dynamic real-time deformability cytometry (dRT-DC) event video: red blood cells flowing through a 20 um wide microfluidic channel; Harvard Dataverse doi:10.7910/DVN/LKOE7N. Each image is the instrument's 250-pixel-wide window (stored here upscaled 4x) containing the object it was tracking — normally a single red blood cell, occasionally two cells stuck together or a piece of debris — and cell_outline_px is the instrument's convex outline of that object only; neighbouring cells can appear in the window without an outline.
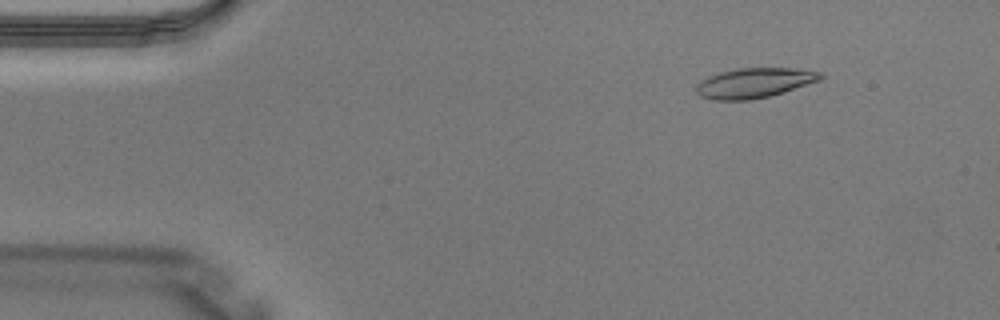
{"species": "Egyptian fruit bat (a non-hibernating species)", "species_latin": "Rousettus aegyptiacus", "temperature_condition": "warm", "stored_images_in_passage": 5, "camera_frame_rate_fps": 3000, "um_per_image_px": 0.085, "animal": {"sex": "male"}, "frame": {"image": 1, "passage_image": 2, "time_ms": 0.333, "image_size_px": [1000, 320], "cell_outline_px": [[824, 76], [820, 80], [768, 96], [748, 100], [716, 100], [700, 96], [696, 92], [696, 84], [700, 80], [708, 76], [720, 72], [736, 68], [796, 68], [820, 72]], "centroid_in_image_um": [64.07, 7.03], "position_along_channel_um": 20.9, "area_um2": 21.5}}